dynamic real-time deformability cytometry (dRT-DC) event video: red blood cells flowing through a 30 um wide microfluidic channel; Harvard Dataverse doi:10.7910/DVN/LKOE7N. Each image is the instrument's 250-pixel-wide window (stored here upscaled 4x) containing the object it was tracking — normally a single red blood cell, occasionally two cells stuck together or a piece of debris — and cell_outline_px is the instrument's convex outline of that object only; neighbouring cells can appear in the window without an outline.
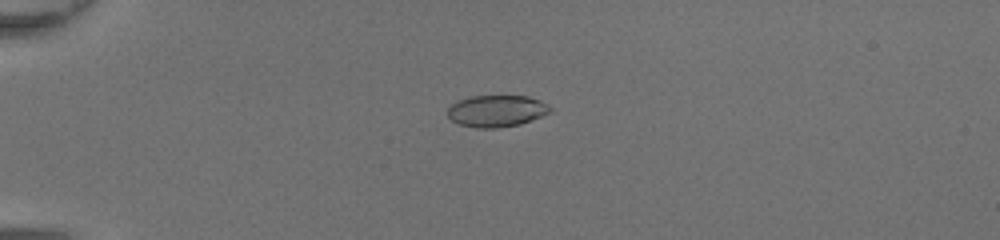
{"species": "common noctule bat (a hibernating species)", "species_latin": "Nyctalus noctula", "temperature_condition": "room temperature", "stored_images_in_passage": 36, "camera_frame_rate_fps": 3000, "um_per_image_px": 0.085, "animal": {"sex": "female", "body_mass_g": 20.0, "forearm_length_mm": 54.0}, "frame": {"image": 1, "passage_image": 1, "time_ms": 0.0, "image_size_px": [1000, 240], "cell_outline_px": [[552, 108], [548, 112], [540, 116], [520, 124], [496, 128], [476, 128], [460, 124], [452, 120], [448, 116], [448, 108], [456, 100], [472, 96], [528, 96], [540, 100], [548, 104]], "centroid_in_image_um": [42.19, 9.42], "position_along_channel_um": 42.8, "area_um2": 18.84}}
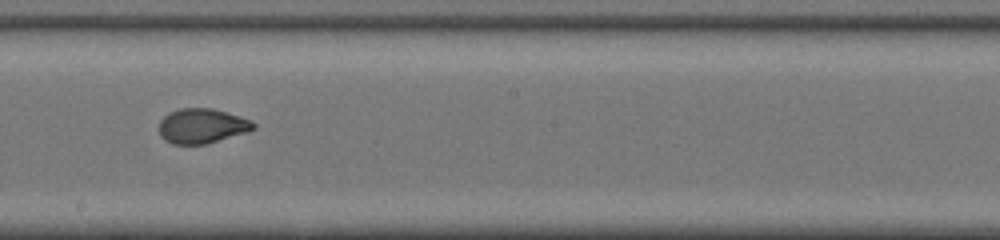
{"frame": {"image": 2, "passage_image": 17, "time_ms": 5.333, "image_size_px": [1000, 240], "cell_outline_px": [[256, 128], [248, 132], [204, 144], [172, 144], [164, 140], [160, 136], [160, 120], [168, 112], [180, 108], [212, 108], [240, 116], [252, 120], [256, 124]], "centroid_in_image_um": [17.17, 10.7], "position_along_channel_um": 231.0, "area_um2": 19.25}}
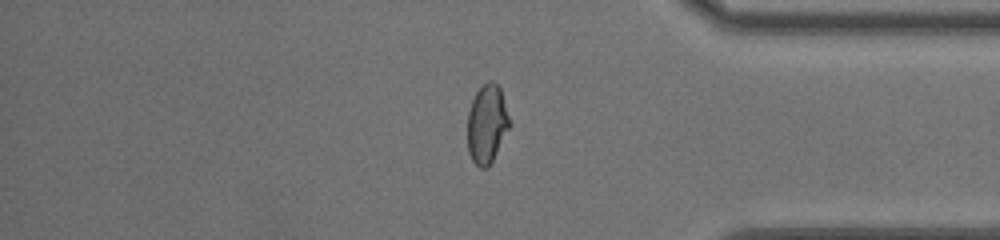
{"frame": {"image": 3, "passage_image": 29, "time_ms": 9.333, "image_size_px": [1000, 240], "cell_outline_px": [[512, 124], [488, 168], [480, 168], [472, 160], [468, 152], [468, 112], [472, 100], [476, 92], [488, 80], [492, 80], [500, 88]], "centroid_in_image_um": [41.4, 10.54], "position_along_channel_um": 393.8, "area_um2": 19.36}, "authors_computed_cell_mechanics": {"area_um2": 19.5653, "velocity_mm_per_s": 4.3969, "shape_relaxation_time_tau1_ms": 6.6754, "shape_relaxation_time_tau2_ms": null, "deformation_change_tau1": 0.2196, "deformation_change_tau2": null}}